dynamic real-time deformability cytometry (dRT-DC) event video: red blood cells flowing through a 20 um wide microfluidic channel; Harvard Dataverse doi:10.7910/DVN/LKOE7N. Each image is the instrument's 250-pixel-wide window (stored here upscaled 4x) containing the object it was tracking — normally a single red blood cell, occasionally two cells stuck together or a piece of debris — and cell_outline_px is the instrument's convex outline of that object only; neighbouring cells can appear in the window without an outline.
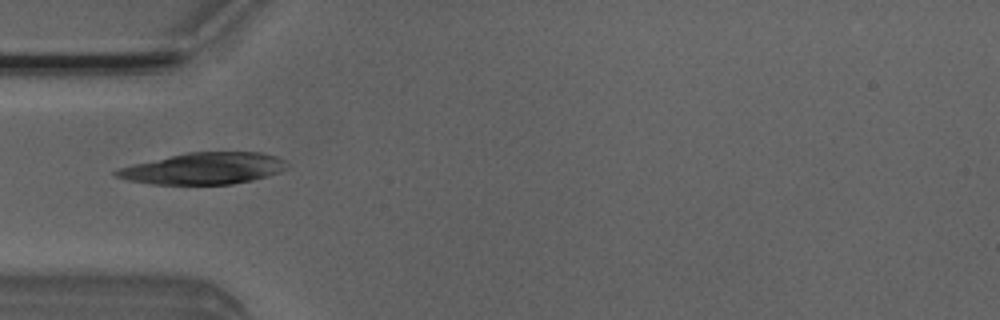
{"species": "Egyptian fruit bat (a non-hibernating species)", "species_latin": "Rousettus aegyptiacus", "temperature_condition": "room temperature", "stored_images_in_passage": 3, "camera_frame_rate_fps": 3000, "um_per_image_px": 0.085, "animal": {"sex": "male"}, "frame": {"image": 1, "passage_image": 1, "time_ms": 0.0, "image_size_px": [1000, 320], "cell_outline_px": [[288, 164], [280, 172], [268, 176], [252, 180], [232, 184], [152, 184], [128, 180], [116, 176], [112, 172], [116, 168], [188, 152], [260, 152], [276, 156], [284, 160]], "centroid_in_image_um": [17.31, 14.32], "position_along_channel_um": 67.7, "area_um2": 31.21}}